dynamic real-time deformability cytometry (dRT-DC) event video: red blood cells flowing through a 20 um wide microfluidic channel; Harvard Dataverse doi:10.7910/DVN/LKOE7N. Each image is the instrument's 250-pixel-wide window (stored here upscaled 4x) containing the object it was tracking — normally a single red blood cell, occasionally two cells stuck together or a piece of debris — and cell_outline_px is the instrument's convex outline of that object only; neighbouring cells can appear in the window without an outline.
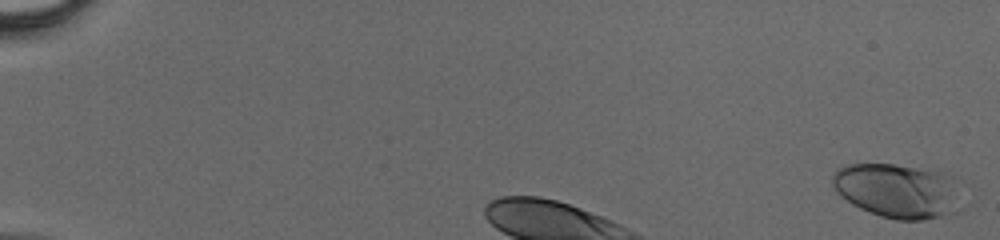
{"species": "human", "species_latin": "Homo sapiens", "temperature_condition": "cold", "stored_images_in_passage": 8, "camera_frame_rate_fps": 3000, "um_per_image_px": 0.085, "donor": {"sex": "male"}, "frame": {"image": 1, "passage_image": 2, "time_ms": 0.333, "image_size_px": [1000, 240], "cell_outline_px": [[960, 208], [956, 212], [940, 216], [920, 220], [896, 220], [880, 216], [860, 208], [852, 204], [840, 196], [836, 192], [832, 184], [832, 176], [840, 168], [848, 164], [892, 164], [940, 168], [952, 176]], "centroid_in_image_um": [76.31, 16.18], "position_along_channel_um": 8.7, "area_um2": 41.33}}